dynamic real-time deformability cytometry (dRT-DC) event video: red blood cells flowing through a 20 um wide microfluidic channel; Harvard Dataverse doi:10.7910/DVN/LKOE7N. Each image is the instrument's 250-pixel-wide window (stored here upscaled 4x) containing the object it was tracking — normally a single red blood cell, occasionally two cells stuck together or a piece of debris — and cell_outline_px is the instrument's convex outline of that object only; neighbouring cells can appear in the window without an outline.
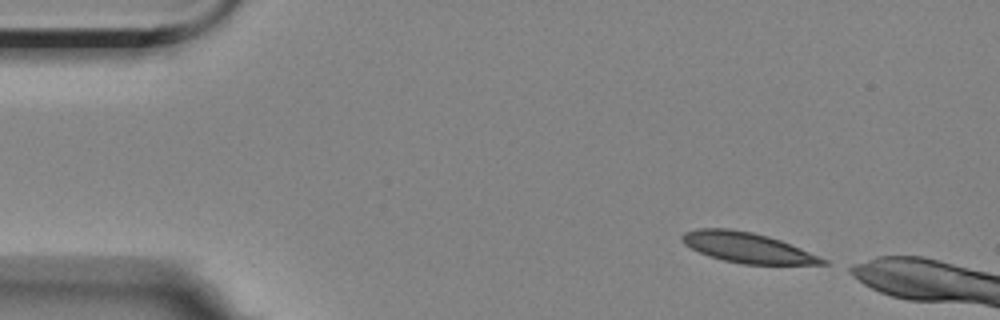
{"species": "Egyptian fruit bat (a non-hibernating species)", "species_latin": "Rousettus aegyptiacus", "temperature_condition": "room temperature", "stored_images_in_passage": 6, "segment_of_instrument_passage": [1, 2], "camera_frame_rate_fps": 3000, "um_per_image_px": 0.085, "animal": {"sex": "female"}, "frame": {"image": 1, "passage_image": 1, "time_ms": 0.0, "image_size_px": [1000, 320], "cell_outline_px": [[828, 264], [744, 264], [724, 260], [708, 256], [684, 244], [680, 240], [680, 236], [684, 232], [696, 228], [732, 228], [752, 232], [768, 236], [780, 240], [820, 256], [828, 260]], "centroid_in_image_um": [63.49, 21.03], "position_along_channel_um": 21.5, "area_um2": 24.74}}
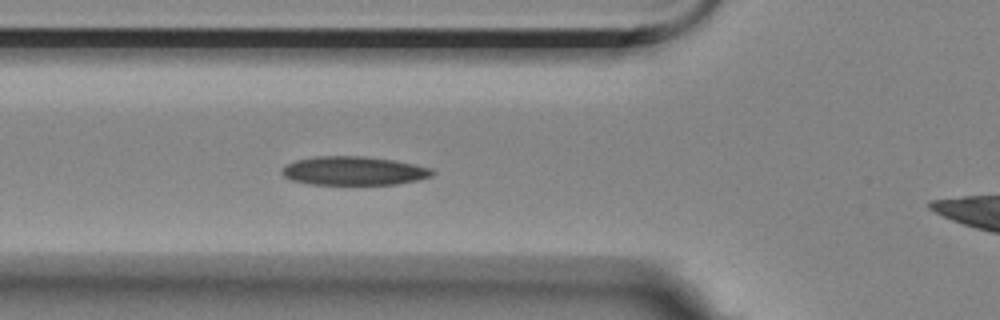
{"frame": {"image": 2, "passage_image": 5, "time_ms": 4.333, "image_size_px": [1000, 320], "cell_outline_px": [[436, 172], [432, 176], [416, 180], [396, 184], [308, 184], [292, 180], [284, 176], [280, 172], [288, 164], [296, 160], [316, 156], [364, 156], [396, 160], [432, 168]], "centroid_in_image_um": [30.1, 14.51], "position_along_channel_um": 95.7, "area_um2": 25.14}}